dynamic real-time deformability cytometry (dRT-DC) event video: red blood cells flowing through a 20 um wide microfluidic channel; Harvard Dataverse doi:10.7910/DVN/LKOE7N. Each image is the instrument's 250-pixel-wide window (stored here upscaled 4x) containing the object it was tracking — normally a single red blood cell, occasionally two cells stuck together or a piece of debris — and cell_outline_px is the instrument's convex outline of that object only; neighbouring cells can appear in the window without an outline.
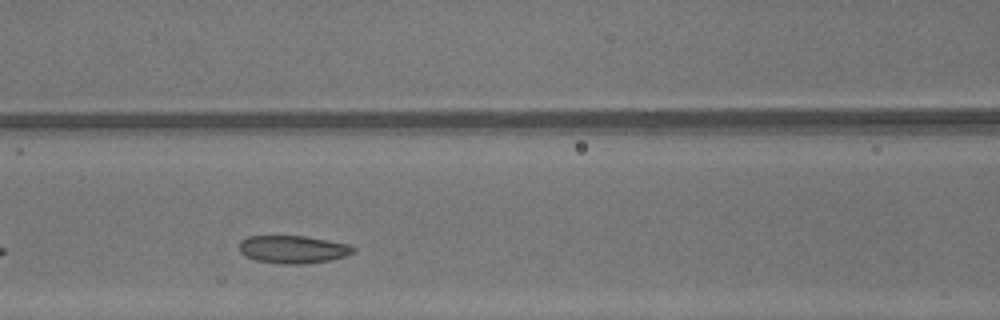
{"species": "common noctule bat (a hibernating species)", "species_latin": "Nyctalus noctula", "temperature_condition": "warm", "stored_images_in_passage": 22, "camera_frame_rate_fps": 3000, "um_per_image_px": 0.085, "animal": {"sex": "male", "body_mass_g": 13.3}, "frame": {"image": 1, "passage_image": 8, "time_ms": 2.333, "image_size_px": [1000, 320], "cell_outline_px": [[356, 252], [344, 256], [328, 260], [300, 264], [280, 264], [256, 260], [244, 256], [240, 252], [240, 240], [248, 236], [304, 236], [348, 244], [356, 248]], "centroid_in_image_um": [24.88, 21.19], "position_along_channel_um": 141.7, "area_um2": 18.38}}
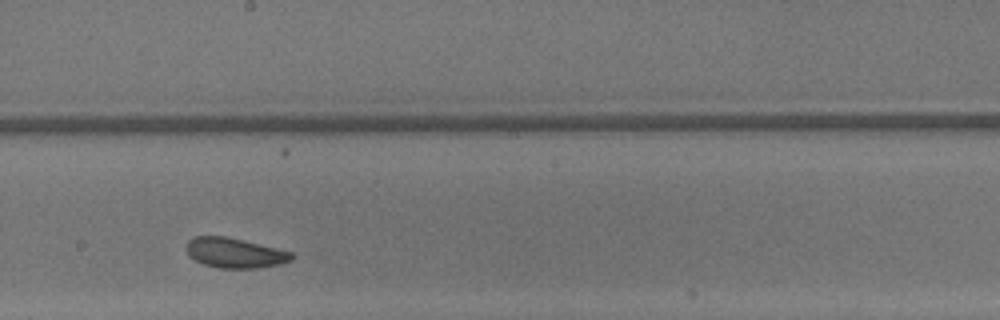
{"frame": {"image": 2, "passage_image": 14, "time_ms": 4.333, "image_size_px": [1000, 320], "cell_outline_px": [[296, 256], [292, 260], [280, 264], [260, 268], [220, 268], [204, 264], [188, 256], [184, 248], [184, 244], [188, 240], [196, 236], [224, 236], [276, 248], [292, 252]], "centroid_in_image_um": [19.93, 21.5], "position_along_channel_um": 228.3, "area_um2": 18.5}}
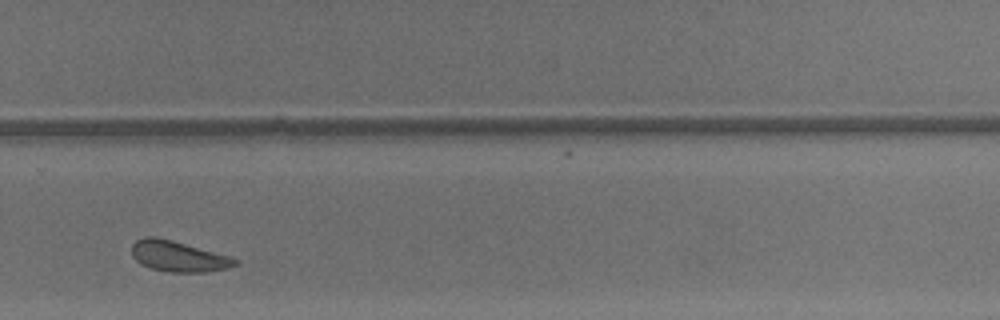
{"frame": {"image": 3, "passage_image": 20, "time_ms": 6.333, "image_size_px": [1000, 320], "cell_outline_px": [[240, 260], [236, 264], [228, 268], [204, 272], [168, 272], [152, 268], [140, 264], [132, 256], [132, 244], [136, 240], [144, 236], [156, 236], [172, 240], [232, 256]], "centroid_in_image_um": [15.16, 21.77], "position_along_channel_um": 314.6, "area_um2": 18.67}}